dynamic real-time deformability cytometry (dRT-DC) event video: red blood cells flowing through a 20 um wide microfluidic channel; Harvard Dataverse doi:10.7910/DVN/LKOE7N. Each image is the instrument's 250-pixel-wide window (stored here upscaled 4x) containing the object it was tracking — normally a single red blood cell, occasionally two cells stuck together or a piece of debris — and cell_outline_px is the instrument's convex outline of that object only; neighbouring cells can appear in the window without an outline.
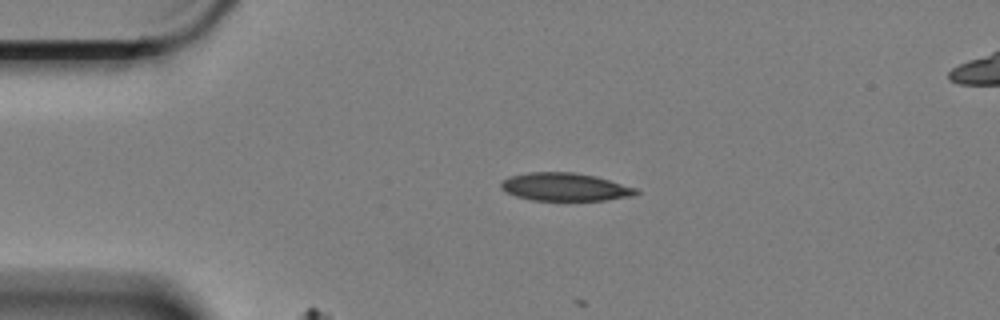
{"species": "Egyptian fruit bat (a non-hibernating species)", "species_latin": "Rousettus aegyptiacus", "temperature_condition": "cold", "stored_images_in_passage": 48, "segment_of_instrument_passage": [1, 3], "camera_frame_rate_fps": 3000, "um_per_image_px": 0.085, "animal": {"sex": "female"}, "frame": {"image": 1, "passage_image": 1, "time_ms": 0.0, "image_size_px": [1000, 320], "cell_outline_px": [[640, 192], [632, 196], [604, 200], [532, 200], [516, 196], [504, 192], [500, 188], [500, 184], [508, 176], [528, 172], [572, 172], [596, 176], [636, 188]], "centroid_in_image_um": [47.98, 15.88], "position_along_channel_um": 37.0, "area_um2": 22.02}}